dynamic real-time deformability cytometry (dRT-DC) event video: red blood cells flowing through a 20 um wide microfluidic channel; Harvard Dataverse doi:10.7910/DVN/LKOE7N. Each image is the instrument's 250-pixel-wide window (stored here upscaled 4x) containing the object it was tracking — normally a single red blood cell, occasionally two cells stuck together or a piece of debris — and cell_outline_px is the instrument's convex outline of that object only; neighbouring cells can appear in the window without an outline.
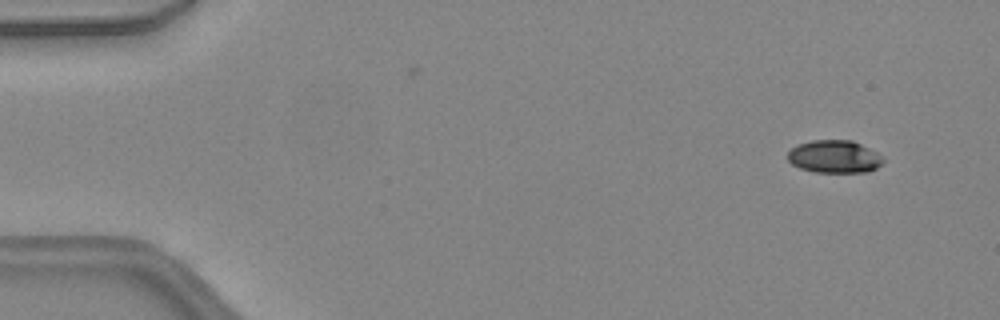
{"species": "common noctule bat (a hibernating species)", "species_latin": "Nyctalus noctula", "temperature_condition": "warm", "stored_images_in_passage": 46, "camera_frame_rate_fps": 3000, "um_per_image_px": 0.085, "animal": {"sex": "female", "body_mass_g": 24.6, "forearm_length_mm": 56.2}, "frame": {"image": 1, "passage_image": 3, "time_ms": 0.667, "image_size_px": [1000, 320], "cell_outline_px": [[884, 160], [876, 168], [868, 172], [816, 172], [800, 168], [792, 164], [788, 160], [788, 152], [796, 144], [812, 140], [852, 140], [876, 152]], "centroid_in_image_um": [70.89, 13.31], "position_along_channel_um": 14.1, "area_um2": 18.09}}
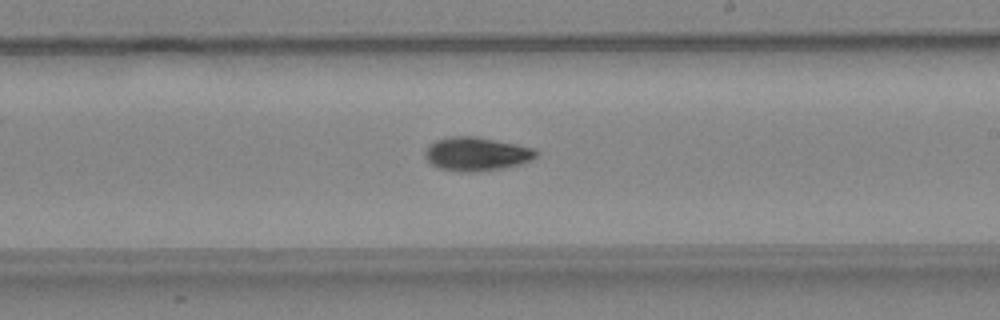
{"frame": {"image": 2, "passage_image": 27, "time_ms": 8.667, "image_size_px": [1000, 320], "cell_outline_px": [[540, 152], [532, 160], [524, 164], [504, 168], [472, 172], [460, 172], [440, 168], [432, 164], [424, 156], [424, 152], [428, 144], [436, 140], [452, 136], [476, 136], [516, 144], [532, 148]], "centroid_in_image_um": [40.52, 13.09], "position_along_channel_um": 248.5, "area_um2": 21.96}}
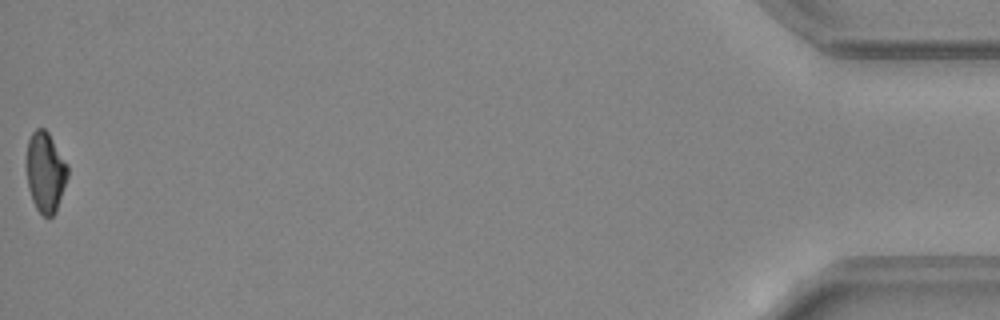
{"frame": {"image": 3, "passage_image": 46, "time_ms": 15.0, "image_size_px": [1000, 320], "cell_outline_px": [[68, 176], [56, 212], [52, 216], [44, 216], [36, 208], [32, 200], [28, 188], [24, 164], [28, 140], [32, 132], [36, 128], [44, 128], [48, 132], [68, 164]], "centroid_in_image_um": [3.83, 14.6], "position_along_channel_um": 431.4, "area_um2": 19.71}, "authors_computed_cell_mechanics": {"area_um2": 19.9988, "velocity_mm_per_s": 4.4785, "shape_relaxation_time_tau1_ms": 5.819, "shape_relaxation_time_tau2_ms": null, "deformation_change_tau1": 0.1645, "deformation_change_tau2": null}}